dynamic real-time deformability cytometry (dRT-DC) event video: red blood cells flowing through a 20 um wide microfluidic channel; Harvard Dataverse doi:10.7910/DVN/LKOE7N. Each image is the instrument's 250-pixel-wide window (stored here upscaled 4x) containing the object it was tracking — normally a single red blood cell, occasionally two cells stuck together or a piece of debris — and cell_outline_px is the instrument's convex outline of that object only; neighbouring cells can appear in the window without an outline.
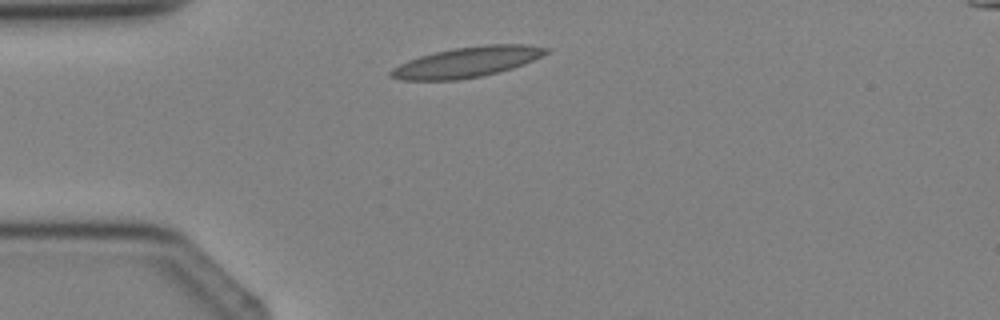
{"species": "Egyptian fruit bat (a non-hibernating species)", "species_latin": "Rousettus aegyptiacus", "temperature_condition": "cold", "stored_images_in_passage": 1, "camera_frame_rate_fps": 3000, "um_per_image_px": 0.085, "animal": {"sex": "female"}, "frame": {"image": 1, "passage_image": 1, "time_ms": 0.0, "image_size_px": [1000, 320], "cell_outline_px": [[552, 48], [548, 52], [524, 64], [512, 68], [480, 76], [456, 80], [400, 80], [388, 76], [388, 72], [392, 68], [408, 60], [420, 56], [452, 48], [484, 44], [528, 44]], "centroid_in_image_um": [39.68, 5.27], "position_along_channel_um": 45.3, "area_um2": 27.46}}